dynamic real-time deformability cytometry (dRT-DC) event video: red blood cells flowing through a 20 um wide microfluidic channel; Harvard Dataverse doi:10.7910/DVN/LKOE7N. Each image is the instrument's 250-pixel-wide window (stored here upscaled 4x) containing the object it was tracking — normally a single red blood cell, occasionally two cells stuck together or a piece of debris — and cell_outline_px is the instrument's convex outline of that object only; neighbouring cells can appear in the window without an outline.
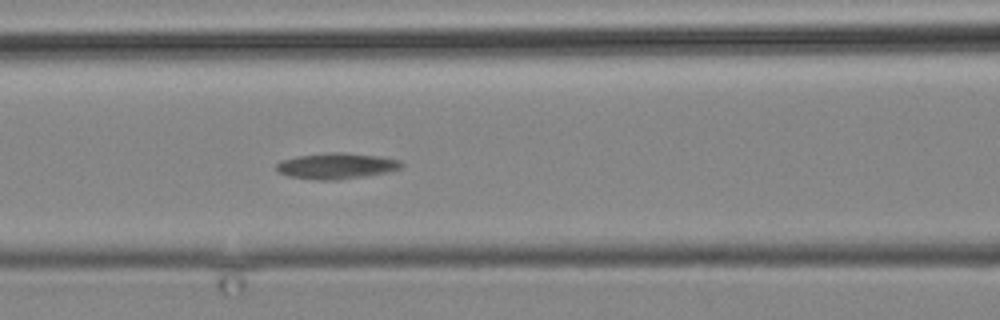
{"species": "common noctule bat (a hibernating species)", "species_latin": "Nyctalus noctula", "temperature_condition": "cold", "stored_images_in_passage": 3, "camera_frame_rate_fps": 3000, "um_per_image_px": 0.085, "animal": {"sex": "male", "body_mass_g": 19.2, "forearm_length_mm": 51.8}, "frame": {"image": 1, "passage_image": 3, "time_ms": 2.333, "image_size_px": [1000, 320], "cell_outline_px": [[404, 164], [400, 168], [388, 172], [336, 180], [316, 180], [288, 176], [276, 172], [276, 164], [280, 160], [296, 156], [332, 152], [340, 152], [376, 156], [400, 160]], "centroid_in_image_um": [28.53, 14.1], "position_along_channel_um": 138.1, "area_um2": 18.84}}